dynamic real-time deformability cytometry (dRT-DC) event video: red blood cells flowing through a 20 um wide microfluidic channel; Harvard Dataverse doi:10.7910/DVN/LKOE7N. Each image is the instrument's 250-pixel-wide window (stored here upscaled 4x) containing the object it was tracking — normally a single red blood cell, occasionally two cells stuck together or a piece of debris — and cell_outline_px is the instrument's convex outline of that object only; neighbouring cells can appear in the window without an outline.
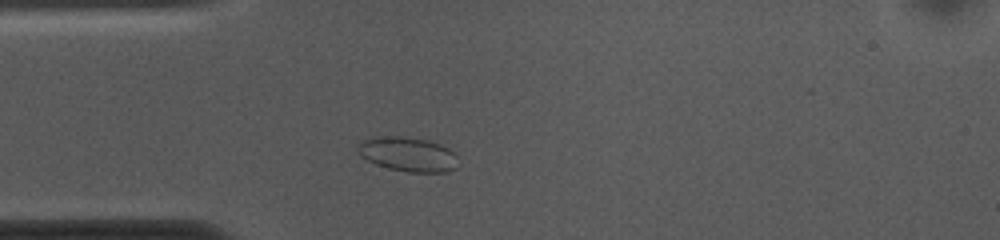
{"species": "common noctule bat (a hibernating species)", "species_latin": "Nyctalus noctula", "temperature_condition": "cold", "stored_images_in_passage": 37, "camera_frame_rate_fps": 3000, "um_per_image_px": 0.085, "animal": {"sex": "female", "body_mass_g": 10.0, "forearm_length_mm": 53.1}, "frame": {"image": 1, "passage_image": 7, "time_ms": 2.0, "image_size_px": [1000, 240], "cell_outline_px": [[460, 164], [456, 168], [444, 172], [408, 172], [388, 168], [376, 164], [360, 156], [356, 152], [356, 144], [360, 140], [376, 136], [400, 136], [428, 140], [440, 144], [448, 148], [456, 156]], "centroid_in_image_um": [34.63, 13.1], "position_along_channel_um": 50.4, "area_um2": 20.46}}
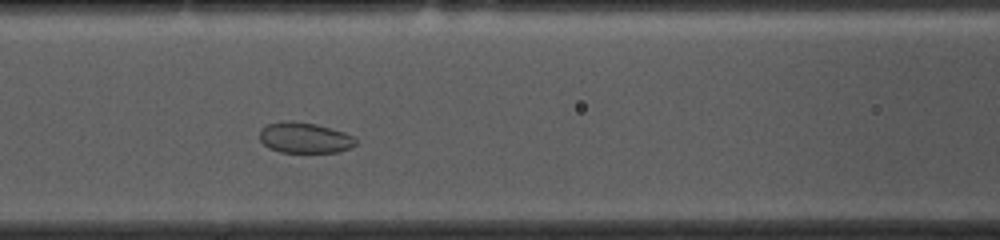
{"frame": {"image": 2, "passage_image": 15, "time_ms": 4.667, "image_size_px": [1000, 240], "cell_outline_px": [[356, 144], [352, 148], [336, 152], [280, 152], [268, 148], [260, 140], [260, 128], [268, 124], [284, 120], [292, 120], [316, 124], [344, 132], [356, 136]], "centroid_in_image_um": [25.9, 11.7], "position_along_channel_um": 140.7, "area_um2": 17.4}}
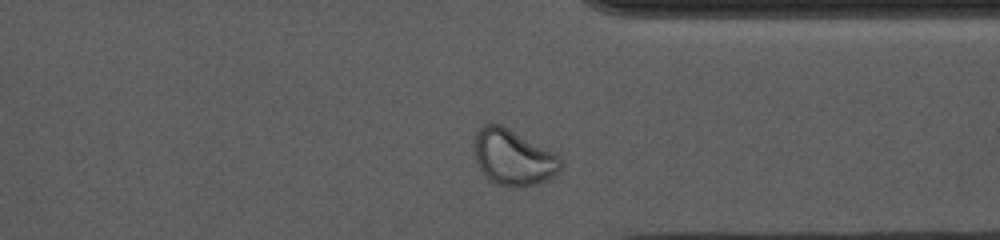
{"frame": {"image": 3, "passage_image": 34, "time_ms": 11.0, "image_size_px": [1000, 240], "cell_outline_px": [[560, 168], [552, 176], [536, 184], [520, 188], [512, 188], [496, 184], [480, 168], [476, 160], [476, 132], [484, 124], [500, 124], [508, 128], [560, 156]], "centroid_in_image_um": [43.62, 13.39], "position_along_channel_um": 367.8, "area_um2": 27.34}, "authors_computed_cell_mechanics": {"area_um2": 19.0162, "velocity_mm_per_s": 3.6206, "shape_relaxation_time_tau1_ms": null, "shape_relaxation_time_tau2_ms": 1.5719, "deformation_change_tau1": null, "deformation_change_tau2": 0.0484}}